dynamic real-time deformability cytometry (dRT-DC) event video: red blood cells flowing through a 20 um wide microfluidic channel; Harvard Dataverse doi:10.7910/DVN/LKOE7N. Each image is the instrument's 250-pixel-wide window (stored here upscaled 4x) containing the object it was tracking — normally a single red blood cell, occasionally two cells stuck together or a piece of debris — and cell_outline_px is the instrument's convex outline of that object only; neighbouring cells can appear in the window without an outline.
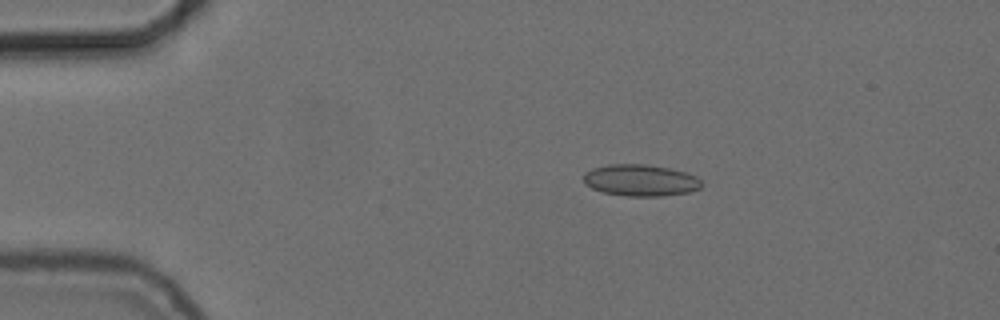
{"species": "common noctule bat (a hibernating species)", "species_latin": "Nyctalus noctula", "temperature_condition": "cold", "stored_images_in_passage": 46, "camera_frame_rate_fps": 3000, "um_per_image_px": 0.085, "animal": {"sex": "female", "body_mass_g": 24.6, "forearm_length_mm": 56.2}, "frame": {"image": 1, "passage_image": 1, "time_ms": 0.0, "image_size_px": [1000, 320], "cell_outline_px": [[704, 184], [700, 188], [688, 192], [660, 196], [628, 196], [604, 192], [592, 188], [584, 184], [584, 172], [592, 168], [608, 164], [648, 164], [668, 168], [684, 172], [696, 176]], "centroid_in_image_um": [54.43, 15.32], "position_along_channel_um": 30.6, "area_um2": 21.73}}
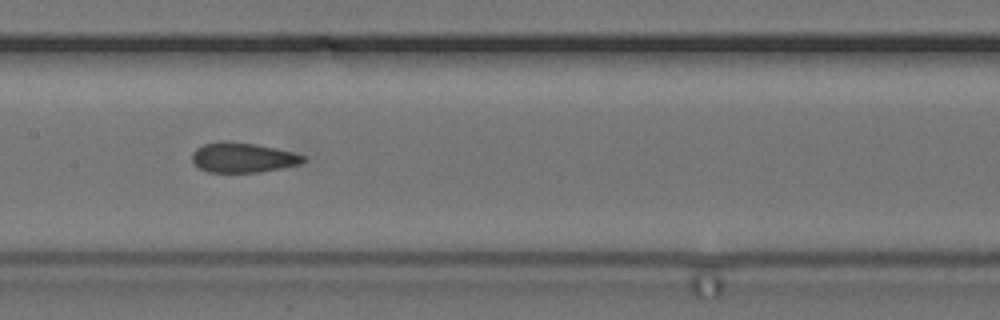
{"frame": {"image": 2, "passage_image": 18, "time_ms": 5.667, "image_size_px": [1000, 320], "cell_outline_px": [[304, 160], [300, 164], [260, 172], [208, 172], [200, 168], [192, 160], [192, 152], [196, 148], [204, 144], [220, 140], [228, 140], [256, 144], [276, 148], [292, 152], [304, 156]], "centroid_in_image_um": [20.6, 13.37], "position_along_channel_um": 186.8, "area_um2": 19.36}}
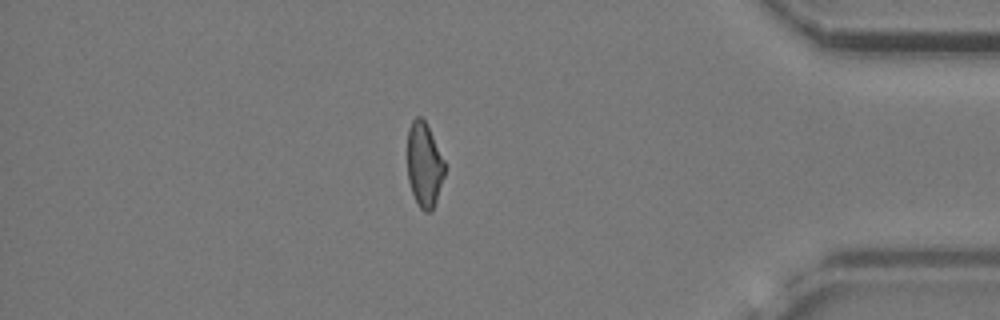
{"frame": {"image": 3, "passage_image": 38, "time_ms": 12.333, "image_size_px": [1000, 320], "cell_outline_px": [[444, 176], [432, 212], [424, 212], [420, 208], [412, 192], [408, 180], [408, 128], [412, 120], [416, 116], [420, 116], [424, 120], [444, 160]], "centroid_in_image_um": [36.05, 14.02], "position_along_channel_um": 399.2, "area_um2": 18.09}, "authors_computed_cell_mechanics": {"area_um2": 19.3341, "velocity_mm_per_s": 3.7225, "shape_relaxation_time_tau1_ms": null, "shape_relaxation_time_tau2_ms": 2.73, "deformation_change_tau1": null, "deformation_change_tau2": 0.09}}